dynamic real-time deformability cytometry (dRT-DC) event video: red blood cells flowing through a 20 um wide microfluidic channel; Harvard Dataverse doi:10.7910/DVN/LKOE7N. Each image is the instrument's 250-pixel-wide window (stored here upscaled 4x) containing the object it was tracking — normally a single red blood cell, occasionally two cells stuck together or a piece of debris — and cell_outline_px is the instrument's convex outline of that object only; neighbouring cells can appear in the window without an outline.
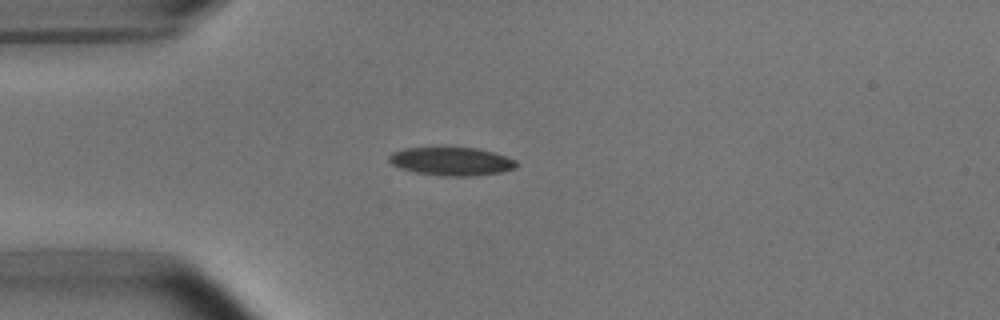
{"species": "common noctule bat (a hibernating species)", "species_latin": "Nyctalus noctula", "temperature_condition": "room temperature", "stored_images_in_passage": 40, "camera_frame_rate_fps": 3000, "um_per_image_px": 0.085, "animal": {"sex": "male", "body_mass_g": 15.6}, "frame": {"image": 1, "passage_image": 1, "time_ms": 0.0, "image_size_px": [1000, 320], "cell_outline_px": [[520, 164], [516, 168], [500, 172], [472, 176], [444, 176], [416, 172], [400, 168], [392, 164], [388, 160], [388, 156], [392, 152], [404, 148], [440, 144], [476, 148], [492, 152], [516, 160]], "centroid_in_image_um": [38.33, 13.66], "position_along_channel_um": 46.7, "area_um2": 21.91}}
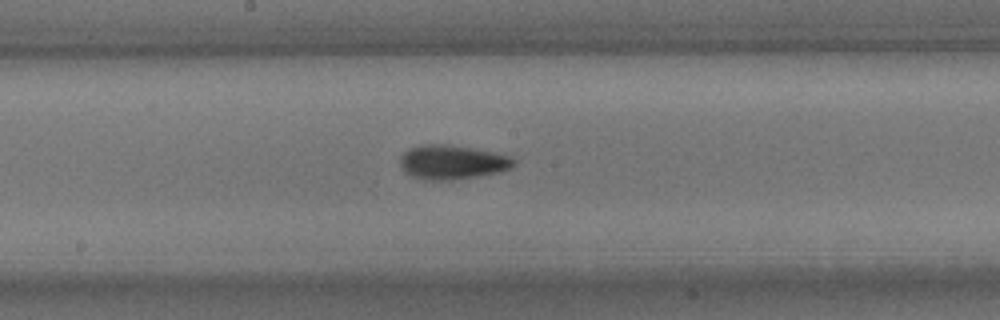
{"frame": {"image": 2, "passage_image": 15, "time_ms": 4.667, "image_size_px": [1000, 320], "cell_outline_px": [[516, 164], [512, 168], [500, 172], [452, 180], [424, 180], [412, 176], [404, 172], [400, 168], [400, 156], [408, 148], [420, 144], [448, 144], [472, 148], [492, 152], [508, 156], [516, 160]], "centroid_in_image_um": [38.4, 13.78], "position_along_channel_um": 209.8, "area_um2": 22.89}}
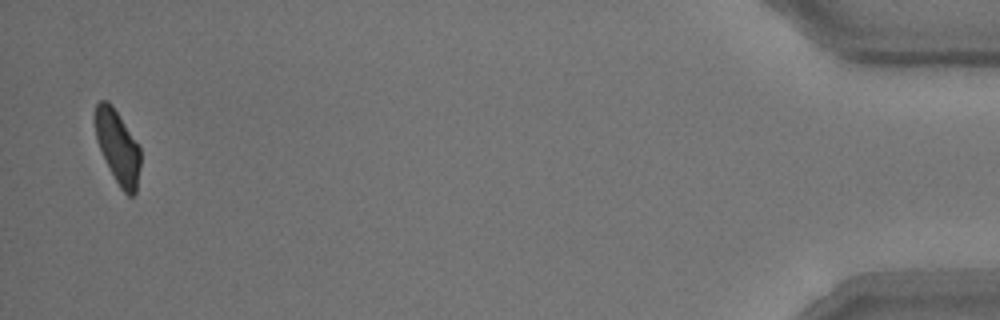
{"frame": {"image": 3, "passage_image": 39, "time_ms": 12.667, "image_size_px": [1000, 320], "cell_outline_px": [[140, 164], [136, 192], [132, 196], [128, 196], [120, 188], [96, 140], [92, 120], [96, 104], [100, 100], [108, 100], [140, 148]], "centroid_in_image_um": [9.97, 12.46], "position_along_channel_um": 425.2, "area_um2": 19.07}, "authors_computed_cell_mechanics": {"area_um2": 21.2704, "velocity_mm_per_s": 3.7742, "shape_relaxation_time_tau1_ms": 4.1628, "shape_relaxation_time_tau2_ms": 3.8727, "deformation_change_tau1": 0.1411, "deformation_change_tau2": 0.1014}}